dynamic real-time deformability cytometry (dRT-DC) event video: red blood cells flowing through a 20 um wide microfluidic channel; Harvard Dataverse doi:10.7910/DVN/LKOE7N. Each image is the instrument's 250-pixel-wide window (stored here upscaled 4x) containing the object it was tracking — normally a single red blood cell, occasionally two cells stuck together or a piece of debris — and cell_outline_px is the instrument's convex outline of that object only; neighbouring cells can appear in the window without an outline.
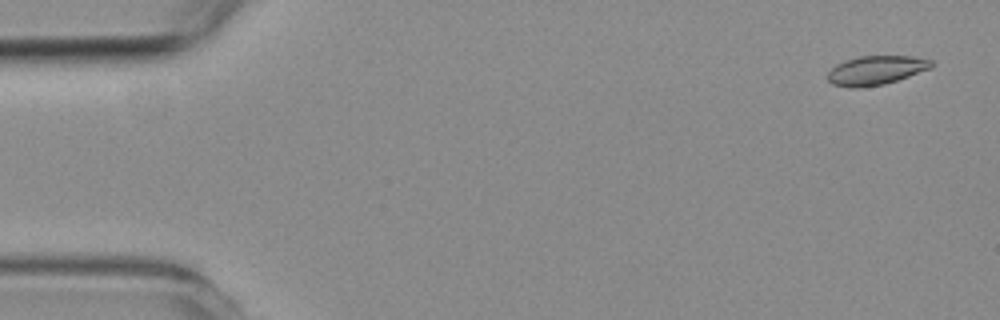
{"species": "common noctule bat (a hibernating species)", "species_latin": "Nyctalus noctula", "temperature_condition": "room temperature", "stored_images_in_passage": 13, "camera_frame_rate_fps": 3000, "um_per_image_px": 0.085, "animal": {"sex": "female", "body_mass_g": 19.3, "forearm_length_mm": 54.1}, "frame": {"image": 1, "passage_image": 3, "time_ms": 0.667, "image_size_px": [1000, 320], "cell_outline_px": [[932, 68], [884, 84], [860, 88], [852, 88], [832, 84], [828, 80], [828, 72], [836, 64], [844, 60], [860, 56], [912, 56], [932, 60]], "centroid_in_image_um": [74.44, 5.97], "position_along_channel_um": 10.6, "area_um2": 17.51}}